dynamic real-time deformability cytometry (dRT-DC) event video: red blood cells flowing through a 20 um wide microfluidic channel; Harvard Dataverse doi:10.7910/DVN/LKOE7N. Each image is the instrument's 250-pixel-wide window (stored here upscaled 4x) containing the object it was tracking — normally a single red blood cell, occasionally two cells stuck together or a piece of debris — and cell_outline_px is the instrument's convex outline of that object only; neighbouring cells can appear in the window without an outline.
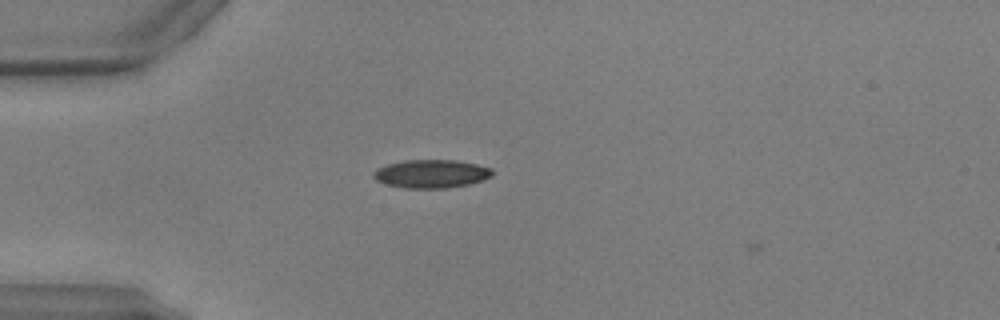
{"species": "common noctule bat (a hibernating species)", "species_latin": "Nyctalus noctula", "temperature_condition": "warm", "stored_images_in_passage": 7, "camera_frame_rate_fps": 3000, "um_per_image_px": 0.085, "animal": {"sex": "male", "body_mass_g": 17.9, "forearm_length_mm": 54.2}, "frame": {"image": 1, "passage_image": 5, "time_ms": 1.333, "image_size_px": [1000, 320], "cell_outline_px": [[492, 176], [484, 180], [468, 184], [444, 188], [404, 188], [384, 184], [376, 180], [372, 176], [372, 172], [376, 168], [388, 164], [404, 160], [456, 160], [476, 164], [492, 168]], "centroid_in_image_um": [36.63, 14.77], "position_along_channel_um": 48.4, "area_um2": 19.71}}